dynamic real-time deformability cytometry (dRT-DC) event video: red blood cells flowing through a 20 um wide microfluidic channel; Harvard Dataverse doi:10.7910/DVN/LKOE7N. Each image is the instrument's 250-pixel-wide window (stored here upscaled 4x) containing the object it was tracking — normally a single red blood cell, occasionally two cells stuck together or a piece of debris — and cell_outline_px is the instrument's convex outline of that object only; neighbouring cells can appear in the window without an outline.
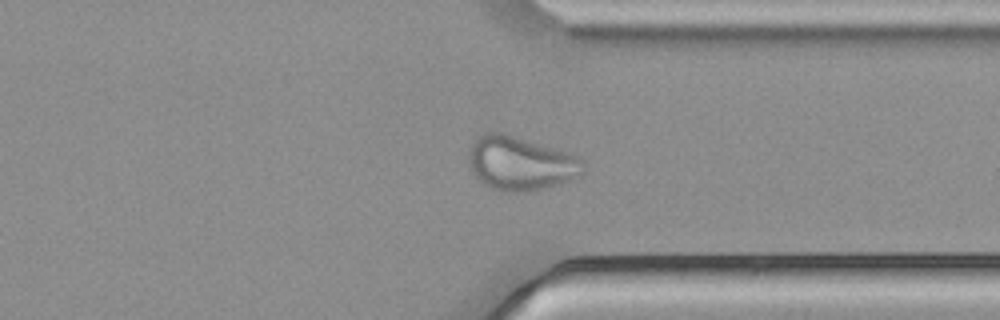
{"species": "common noctule bat (a hibernating species)", "species_latin": "Nyctalus noctula", "temperature_condition": "cold", "stored_images_in_passage": 47, "camera_frame_rate_fps": 3000, "um_per_image_px": 0.085, "animal": {"sex": "male", "body_mass_g": 21.5, "forearm_length_mm": 52.0}, "frame": {"image": 1, "passage_image": 34, "time_ms": 11.0, "image_size_px": [1000, 320], "cell_outline_px": [[584, 172], [580, 176], [572, 180], [544, 188], [528, 192], [496, 192], [488, 188], [476, 180], [468, 164], [468, 156], [472, 144], [476, 136], [484, 132], [500, 132], [556, 148], [576, 156], [584, 160]], "centroid_in_image_um": [44.2, 13.91], "position_along_channel_um": 367.2, "area_um2": 36.65}}